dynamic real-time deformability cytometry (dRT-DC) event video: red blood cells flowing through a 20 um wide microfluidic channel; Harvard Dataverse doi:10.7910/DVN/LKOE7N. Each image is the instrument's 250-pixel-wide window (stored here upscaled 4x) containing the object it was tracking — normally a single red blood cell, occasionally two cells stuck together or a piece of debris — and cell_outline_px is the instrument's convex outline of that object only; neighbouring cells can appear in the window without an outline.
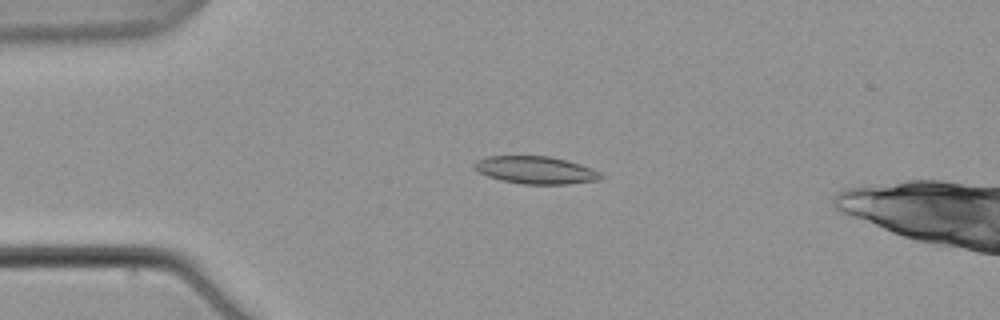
{"species": "common noctule bat (a hibernating species)", "species_latin": "Nyctalus noctula", "temperature_condition": "warm", "stored_images_in_passage": 8, "camera_frame_rate_fps": 3000, "um_per_image_px": 0.085, "animal": {"sex": "male", "body_mass_g": 21.5, "forearm_length_mm": 52.0}, "frame": {"image": 1, "passage_image": 4, "time_ms": 4.667, "image_size_px": [1000, 320], "cell_outline_px": [[604, 176], [600, 180], [568, 184], [524, 184], [500, 180], [488, 176], [472, 168], [472, 164], [476, 160], [488, 156], [548, 156], [568, 160], [580, 164], [600, 172]], "centroid_in_image_um": [45.52, 14.45], "position_along_channel_um": 39.5, "area_um2": 20.4}}
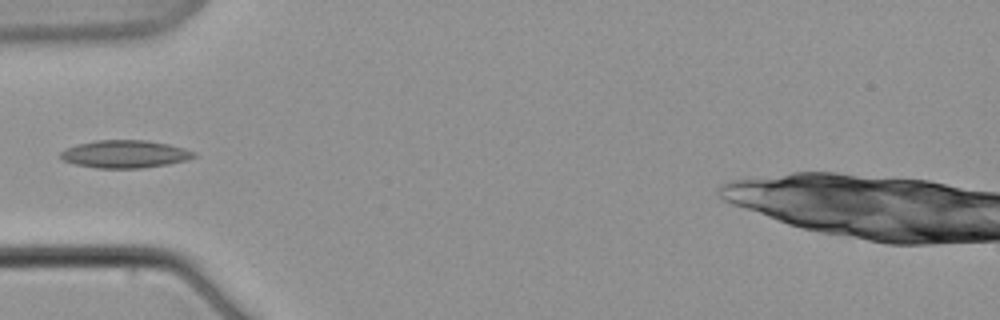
{"frame": {"image": 2, "passage_image": 6, "time_ms": 7.0, "image_size_px": [1000, 320], "cell_outline_px": [[196, 156], [188, 160], [168, 164], [140, 168], [96, 168], [76, 164], [64, 160], [60, 156], [60, 152], [76, 144], [96, 140], [144, 140], [168, 144], [184, 148], [196, 152]], "centroid_in_image_um": [10.64, 13.09], "position_along_channel_um": 74.4, "area_um2": 21.44}}
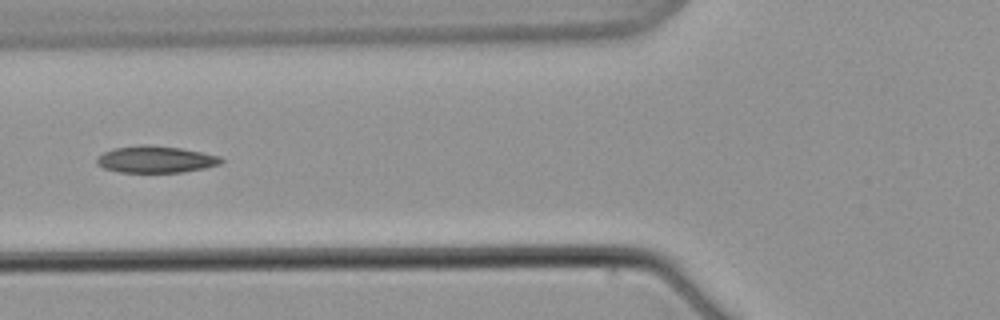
{"frame": {"image": 3, "passage_image": 7, "time_ms": 8.333, "image_size_px": [1000, 320], "cell_outline_px": [[224, 160], [220, 164], [204, 168], [184, 172], [120, 172], [104, 168], [96, 164], [96, 160], [104, 152], [112, 148], [144, 144], [180, 148], [220, 156]], "centroid_in_image_um": [13.23, 13.55], "position_along_channel_um": 112.6, "area_um2": 19.31}}